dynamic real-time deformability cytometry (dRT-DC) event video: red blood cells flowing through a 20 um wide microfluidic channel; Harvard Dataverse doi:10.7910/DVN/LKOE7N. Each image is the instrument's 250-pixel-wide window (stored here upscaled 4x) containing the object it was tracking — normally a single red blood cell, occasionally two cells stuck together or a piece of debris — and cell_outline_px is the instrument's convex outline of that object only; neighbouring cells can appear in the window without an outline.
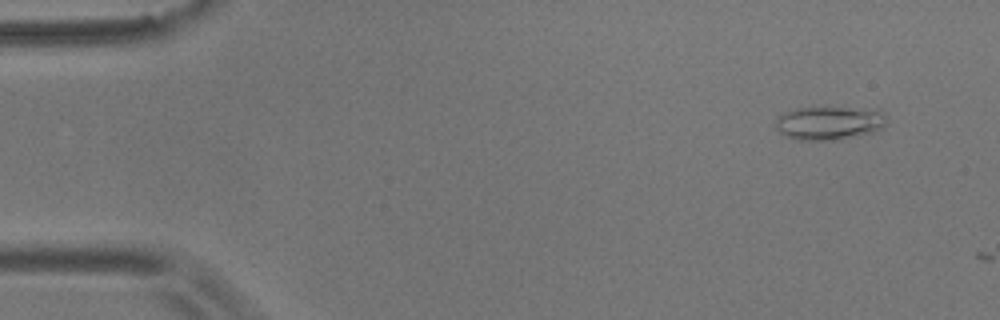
{"species": "common noctule bat (a hibernating species)", "species_latin": "Nyctalus noctula", "temperature_condition": "room temperature", "stored_images_in_passage": 5, "camera_frame_rate_fps": 3000, "um_per_image_px": 0.085, "animal": {"sex": "male", "body_mass_g": 17.9}, "frame": {"image": 1, "passage_image": 4, "time_ms": 1.0, "image_size_px": [1000, 320], "cell_outline_px": [[888, 124], [884, 128], [876, 132], [860, 136], [840, 140], [796, 140], [784, 136], [776, 128], [776, 120], [784, 112], [796, 108], [820, 104], [828, 104], [880, 108], [888, 116]], "centroid_in_image_um": [70.62, 10.39], "position_along_channel_um": 14.4, "area_um2": 23.76}}